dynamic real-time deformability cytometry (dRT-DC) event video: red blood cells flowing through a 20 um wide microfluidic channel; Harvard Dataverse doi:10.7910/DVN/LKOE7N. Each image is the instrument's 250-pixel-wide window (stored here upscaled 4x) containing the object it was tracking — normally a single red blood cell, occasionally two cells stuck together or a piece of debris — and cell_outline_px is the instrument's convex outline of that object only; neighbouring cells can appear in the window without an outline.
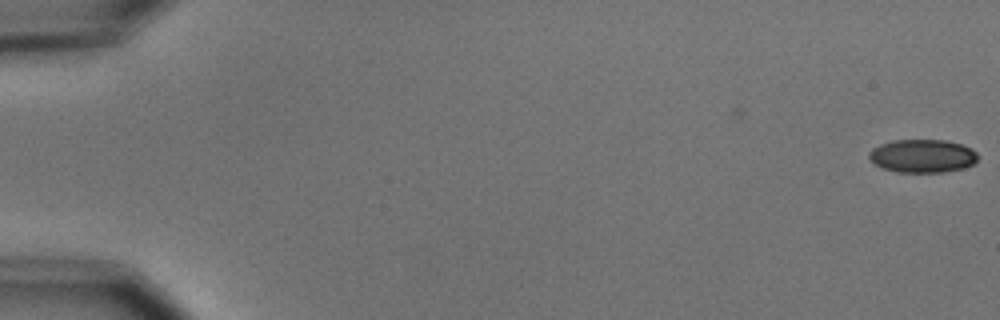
{"species": "common noctule bat (a hibernating species)", "species_latin": "Nyctalus noctula", "temperature_condition": "cold", "stored_images_in_passage": 11, "camera_frame_rate_fps": 3000, "um_per_image_px": 0.085, "animal": {"sex": "male", "body_mass_g": 15.6}, "frame": {"image": 1, "passage_image": 1, "time_ms": 0.0, "image_size_px": [1000, 320], "cell_outline_px": [[976, 160], [972, 164], [964, 168], [944, 172], [896, 172], [880, 168], [868, 156], [868, 152], [872, 148], [880, 144], [892, 140], [944, 140], [960, 144], [972, 148], [976, 152]], "centroid_in_image_um": [78.38, 13.26], "position_along_channel_um": 6.6, "area_um2": 21.1}}
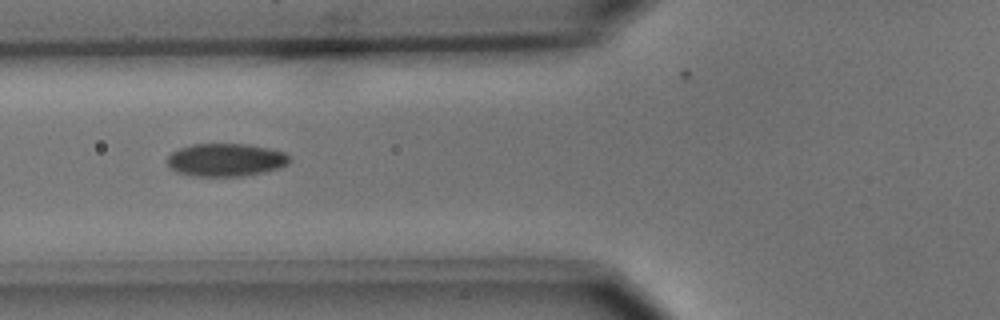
{"frame": {"image": 2, "passage_image": 6, "time_ms": 7.0, "image_size_px": [1000, 320], "cell_outline_px": [[292, 160], [288, 164], [280, 168], [264, 172], [244, 176], [192, 176], [176, 172], [168, 164], [168, 156], [172, 152], [180, 148], [192, 144], [248, 144], [268, 148], [284, 152]], "centroid_in_image_um": [19.21, 13.59], "position_along_channel_um": 106.6, "area_um2": 23.52}}
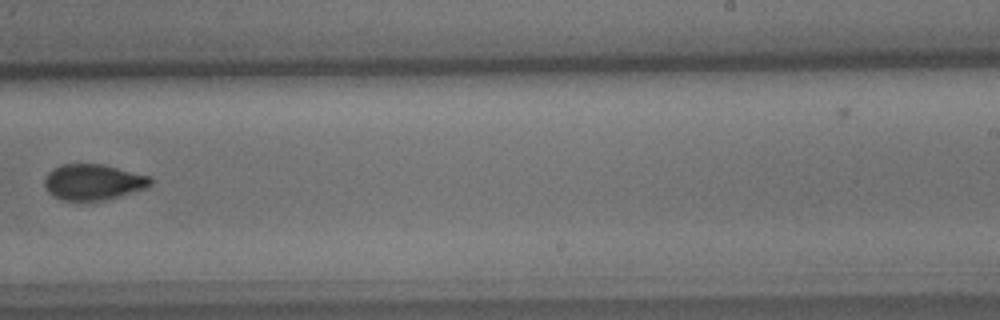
{"frame": {"image": 3, "passage_image": 10, "time_ms": 11.667, "image_size_px": [1000, 320], "cell_outline_px": [[152, 184], [148, 188], [120, 196], [104, 200], [64, 200], [48, 192], [44, 184], [44, 180], [48, 172], [52, 168], [60, 164], [104, 164], [152, 176]], "centroid_in_image_um": [7.97, 15.46], "position_along_channel_um": 281.0, "area_um2": 22.31}}